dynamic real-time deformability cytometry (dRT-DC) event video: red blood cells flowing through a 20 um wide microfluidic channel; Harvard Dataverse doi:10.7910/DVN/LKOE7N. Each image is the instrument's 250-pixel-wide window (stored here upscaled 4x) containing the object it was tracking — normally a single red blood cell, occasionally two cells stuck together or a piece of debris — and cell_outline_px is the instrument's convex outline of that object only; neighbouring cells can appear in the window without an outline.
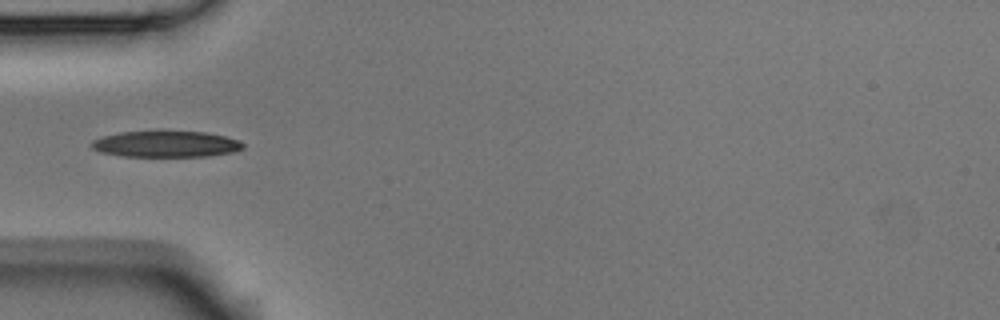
{"species": "Egyptian fruit bat (a non-hibernating species)", "species_latin": "Rousettus aegyptiacus", "temperature_condition": "room temperature", "stored_images_in_passage": 1, "camera_frame_rate_fps": 3000, "um_per_image_px": 0.085, "animal": {"sex": "male"}, "frame": {"image": 1, "passage_image": 1, "time_ms": 0.0, "image_size_px": [1000, 320], "cell_outline_px": [[244, 148], [232, 152], [208, 156], [120, 156], [100, 152], [92, 148], [88, 144], [92, 140], [104, 136], [120, 132], [160, 128], [204, 132], [224, 136], [240, 140], [244, 144]], "centroid_in_image_um": [14.07, 12.2], "position_along_channel_um": 70.9, "area_um2": 24.16}}